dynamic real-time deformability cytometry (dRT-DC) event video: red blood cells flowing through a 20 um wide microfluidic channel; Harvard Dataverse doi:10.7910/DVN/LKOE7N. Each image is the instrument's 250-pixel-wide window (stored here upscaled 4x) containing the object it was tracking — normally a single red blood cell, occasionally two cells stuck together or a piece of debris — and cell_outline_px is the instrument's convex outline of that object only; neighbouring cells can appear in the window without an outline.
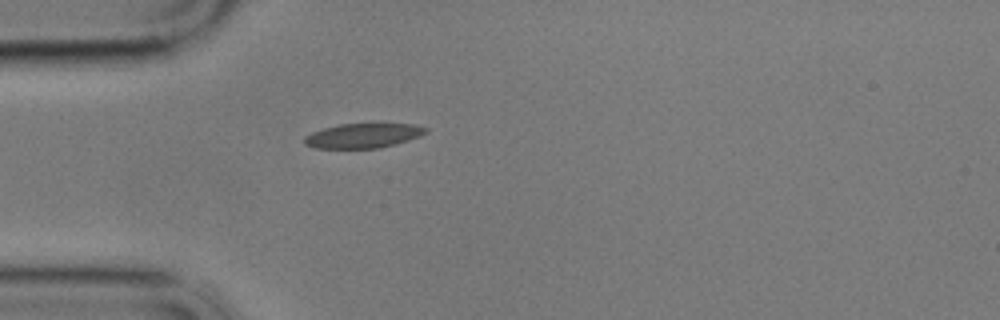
{"species": "common noctule bat (a hibernating species)", "species_latin": "Nyctalus noctula", "temperature_condition": "cold", "stored_images_in_passage": 43, "camera_frame_rate_fps": 3000, "um_per_image_px": 0.085, "animal": {"sex": "male", "body_mass_g": 17.9}, "frame": {"image": 1, "passage_image": 1, "time_ms": 0.0, "image_size_px": [1000, 320], "cell_outline_px": [[428, 132], [420, 136], [408, 140], [380, 148], [316, 148], [304, 144], [304, 136], [312, 132], [324, 128], [340, 124], [416, 124], [428, 128]], "centroid_in_image_um": [30.87, 11.53], "position_along_channel_um": 54.1, "area_um2": 17.34}}
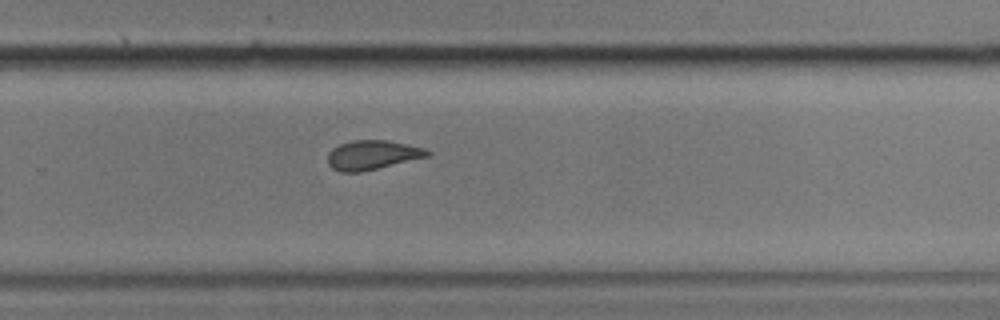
{"frame": {"image": 2, "passage_image": 23, "time_ms": 7.333, "image_size_px": [1000, 320], "cell_outline_px": [[432, 152], [428, 156], [360, 172], [340, 172], [332, 168], [328, 164], [328, 152], [332, 148], [340, 144], [352, 140], [388, 140], [424, 148]], "centroid_in_image_um": [31.61, 13.16], "position_along_channel_um": 298.2, "area_um2": 16.88}}
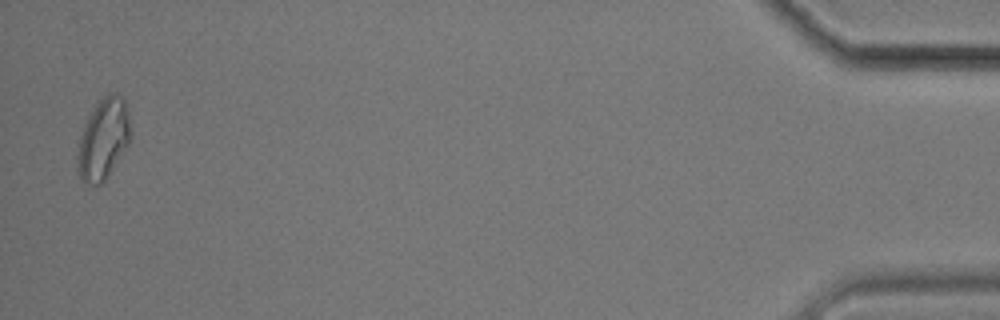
{"frame": {"image": 3, "passage_image": 42, "time_ms": 13.667, "image_size_px": [1000, 320], "cell_outline_px": [[132, 136], [128, 144], [108, 176], [100, 184], [88, 184], [80, 180], [76, 168], [76, 156], [80, 136], [96, 104], [104, 96], [112, 92], [116, 92], [124, 100], [128, 112], [132, 132]], "centroid_in_image_um": [8.79, 11.85], "position_along_channel_um": 426.4, "area_um2": 24.97}}